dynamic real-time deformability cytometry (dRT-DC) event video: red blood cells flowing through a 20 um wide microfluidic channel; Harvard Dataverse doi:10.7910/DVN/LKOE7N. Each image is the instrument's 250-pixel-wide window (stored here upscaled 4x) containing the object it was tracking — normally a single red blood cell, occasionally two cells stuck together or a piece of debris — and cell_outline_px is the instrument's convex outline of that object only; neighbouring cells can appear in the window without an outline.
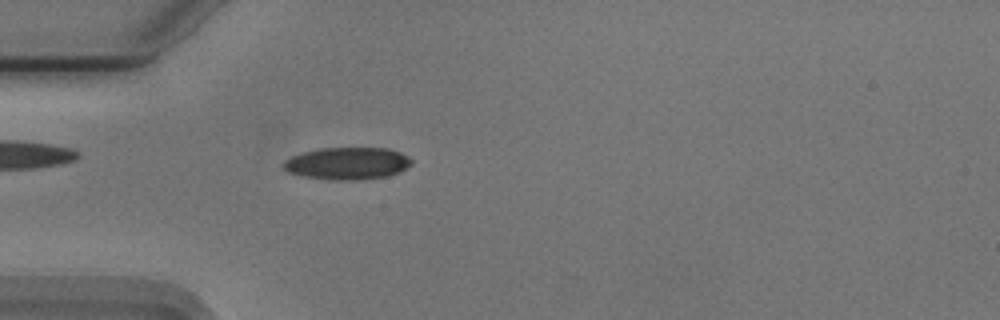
{"species": "Egyptian fruit bat (a non-hibernating species)", "species_latin": "Rousettus aegyptiacus", "temperature_condition": "cold", "stored_images_in_passage": 55, "camera_frame_rate_fps": 3000, "um_per_image_px": 0.085, "animal": {"sex": "male"}, "frame": {"image": 1, "passage_image": 17, "time_ms": 5.333, "image_size_px": [1000, 320], "cell_outline_px": [[412, 164], [400, 172], [388, 176], [360, 180], [336, 180], [304, 176], [288, 172], [284, 168], [284, 160], [292, 156], [304, 152], [320, 148], [388, 148], [400, 152], [408, 156], [412, 160]], "centroid_in_image_um": [29.57, 13.89], "position_along_channel_um": 55.4, "area_um2": 24.04}}
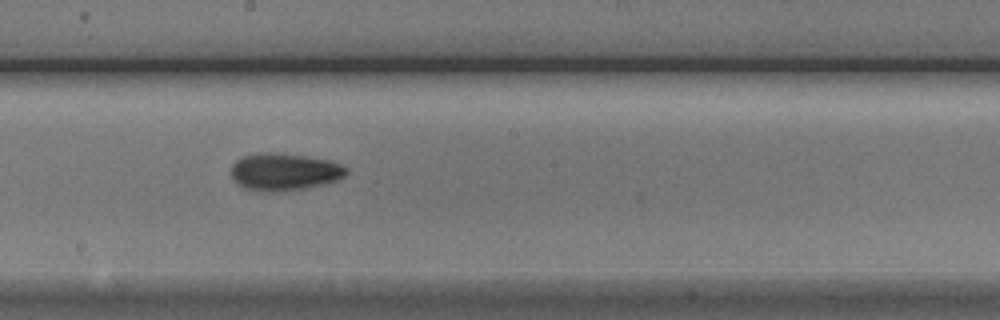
{"frame": {"image": 2, "passage_image": 31, "time_ms": 10.0, "image_size_px": [1000, 320], "cell_outline_px": [[348, 172], [344, 176], [336, 180], [324, 184], [308, 188], [276, 192], [256, 192], [244, 188], [236, 184], [232, 180], [232, 164], [236, 160], [244, 156], [256, 152], [272, 152], [304, 156], [328, 160], [340, 164], [348, 168]], "centroid_in_image_um": [24.12, 14.62], "position_along_channel_um": 224.1, "area_um2": 25.37}}
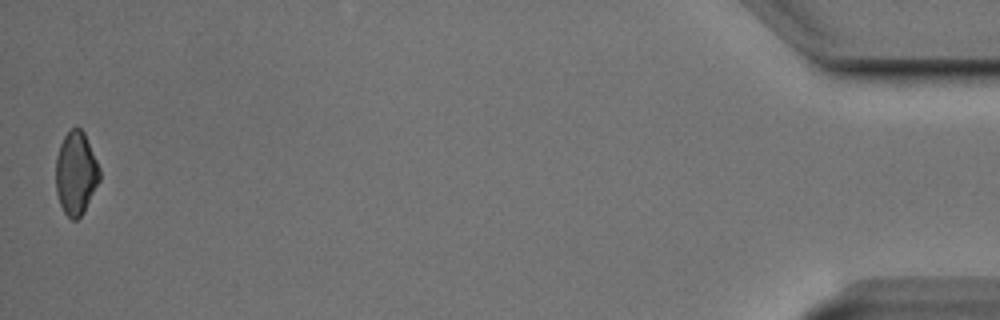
{"frame": {"image": 3, "passage_image": 55, "time_ms": 18.0, "image_size_px": [1000, 320], "cell_outline_px": [[100, 180], [84, 212], [76, 220], [72, 220], [64, 212], [60, 204], [56, 192], [56, 156], [60, 144], [64, 136], [72, 128], [80, 128], [84, 132], [100, 168]], "centroid_in_image_um": [6.45, 14.73], "position_along_channel_um": 428.7, "area_um2": 21.21}, "authors_computed_cell_mechanics": {"area_um2": 22.3686, "velocity_mm_per_s": 3.7512, "shape_relaxation_time_tau1_ms": 5.5678, "shape_relaxation_time_tau2_ms": 7.2634, "deformation_change_tau1": 0.1232, "deformation_change_tau2": 0.1347}}